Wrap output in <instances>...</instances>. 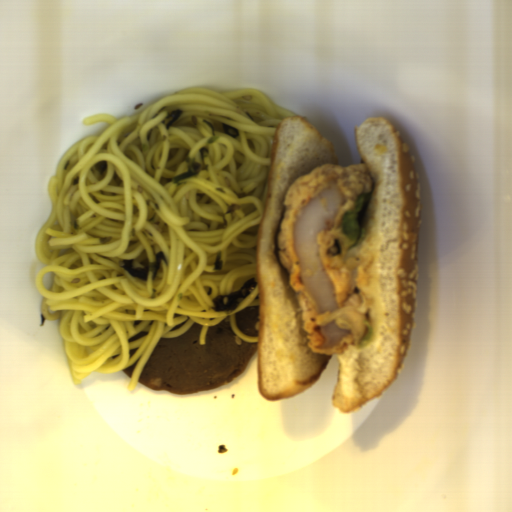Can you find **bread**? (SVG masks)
I'll list each match as a JSON object with an SVG mask.
<instances>
[{
    "label": "bread",
    "mask_w": 512,
    "mask_h": 512,
    "mask_svg": "<svg viewBox=\"0 0 512 512\" xmlns=\"http://www.w3.org/2000/svg\"><path fill=\"white\" fill-rule=\"evenodd\" d=\"M357 149L373 179L364 237L372 262L365 297L371 309L368 345L338 355L332 405L351 413L397 380L411 346L420 242V176L395 125L369 117L355 129Z\"/></svg>",
    "instance_id": "8d2b1439"
},
{
    "label": "bread",
    "mask_w": 512,
    "mask_h": 512,
    "mask_svg": "<svg viewBox=\"0 0 512 512\" xmlns=\"http://www.w3.org/2000/svg\"><path fill=\"white\" fill-rule=\"evenodd\" d=\"M321 165L340 166L333 144L304 117L284 118L271 144L265 207L257 234L258 385L260 394L270 401L309 389L334 355L310 349L298 296L289 285L277 244L287 190Z\"/></svg>",
    "instance_id": "cb027b5d"
}]
</instances>
